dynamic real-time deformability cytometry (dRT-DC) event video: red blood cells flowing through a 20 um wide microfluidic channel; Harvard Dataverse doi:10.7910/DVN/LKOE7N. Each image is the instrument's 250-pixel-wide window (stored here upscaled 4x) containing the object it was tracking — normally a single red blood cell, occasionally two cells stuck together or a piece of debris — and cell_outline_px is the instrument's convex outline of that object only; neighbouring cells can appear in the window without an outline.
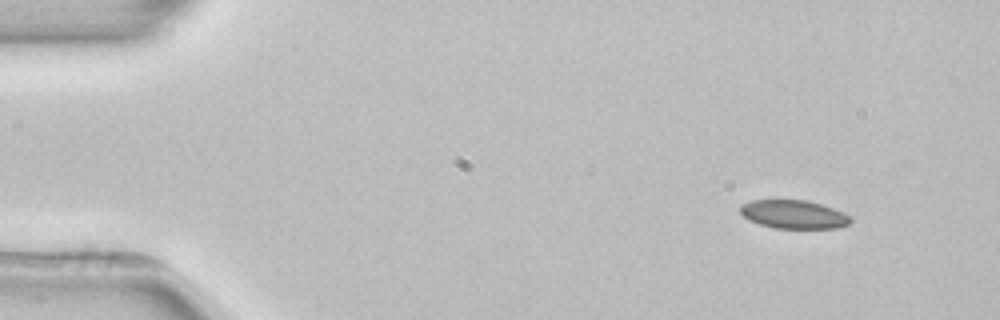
{"species": "common noctule bat (a hibernating species)", "species_latin": "Nyctalus noctula", "temperature_condition": "room temperature", "stored_images_in_passage": 3, "camera_frame_rate_fps": 3000, "um_per_image_px": 0.085, "animal": {"sex": "female", "body_mass_g": 22.7, "forearm_length_mm": 54.2}, "frame": {"image": 1, "passage_image": 1, "time_ms": 0.0, "image_size_px": [1000, 320], "cell_outline_px": [[852, 220], [848, 224], [836, 228], [772, 228], [748, 220], [740, 212], [740, 204], [752, 200], [804, 200], [820, 204], [844, 212]], "centroid_in_image_um": [67.43, 18.22], "position_along_channel_um": 17.6, "area_um2": 18.21}}